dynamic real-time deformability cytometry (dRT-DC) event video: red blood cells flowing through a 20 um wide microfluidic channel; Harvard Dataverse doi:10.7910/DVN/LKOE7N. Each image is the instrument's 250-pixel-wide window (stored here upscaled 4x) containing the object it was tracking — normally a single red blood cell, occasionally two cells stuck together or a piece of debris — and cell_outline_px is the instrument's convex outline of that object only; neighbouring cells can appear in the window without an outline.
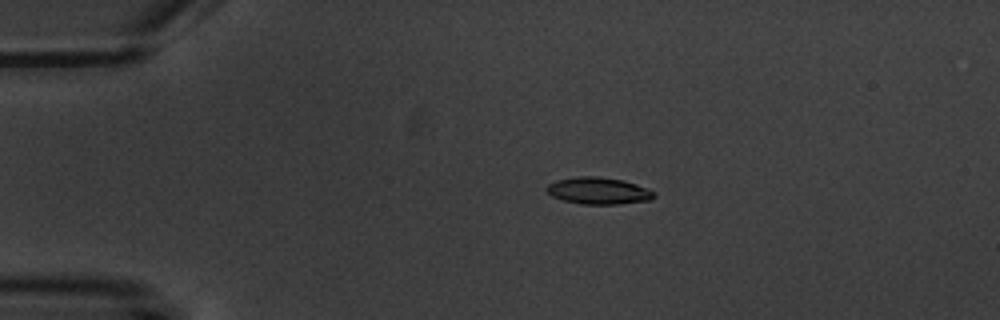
{"species": "common noctule bat (a hibernating species)", "species_latin": "Nyctalus noctula", "temperature_condition": "warm", "stored_images_in_passage": 6, "camera_frame_rate_fps": 3000, "um_per_image_px": 0.085, "animal": {"sex": "male", "body_mass_g": 20.1, "forearm_length_mm": 53.5}, "frame": {"image": 1, "passage_image": 4, "time_ms": 3.667, "image_size_px": [1000, 320], "cell_outline_px": [[656, 196], [652, 200], [620, 204], [580, 204], [564, 200], [552, 196], [544, 188], [548, 184], [556, 180], [576, 176], [596, 176], [624, 180], [636, 184], [656, 192]], "centroid_in_image_um": [50.88, 16.21], "position_along_channel_um": 34.1, "area_um2": 16.99}}
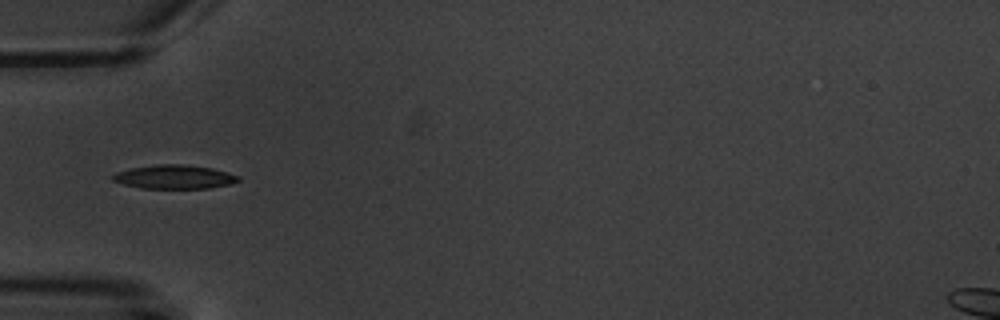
{"frame": {"image": 2, "passage_image": 6, "time_ms": 6.0, "image_size_px": [1000, 320], "cell_outline_px": [[240, 180], [232, 184], [208, 188], [140, 188], [124, 184], [112, 180], [108, 176], [116, 172], [128, 168], [156, 164], [184, 164], [212, 168], [228, 172], [240, 176]], "centroid_in_image_um": [14.8, 15.03], "position_along_channel_um": 70.2, "area_um2": 17.69}}